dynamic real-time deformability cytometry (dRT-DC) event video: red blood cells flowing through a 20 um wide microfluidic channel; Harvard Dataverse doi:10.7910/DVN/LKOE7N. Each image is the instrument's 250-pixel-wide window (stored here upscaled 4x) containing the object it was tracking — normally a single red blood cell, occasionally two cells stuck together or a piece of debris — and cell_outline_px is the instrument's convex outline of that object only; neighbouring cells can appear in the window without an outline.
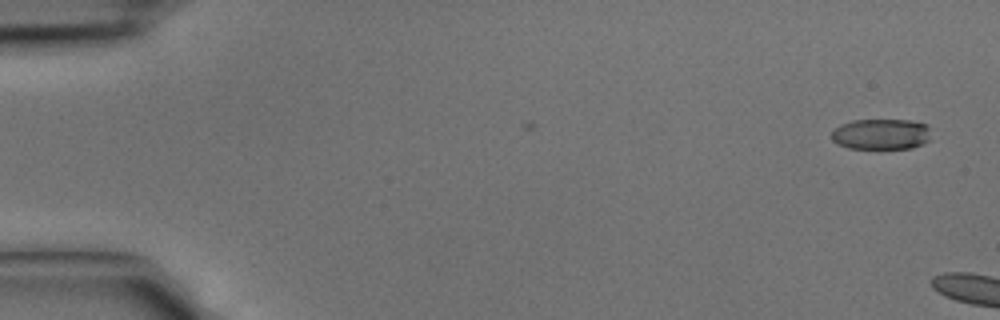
{"species": "common noctule bat (a hibernating species)", "species_latin": "Nyctalus noctula", "temperature_condition": "cold", "stored_images_in_passage": 3, "camera_frame_rate_fps": 3000, "um_per_image_px": 0.085, "animal": {"sex": "male", "body_mass_g": 15.6}, "frame": {"image": 1, "passage_image": 1, "time_ms": 0.0, "image_size_px": [1000, 320], "cell_outline_px": [[932, 140], [912, 148], [848, 148], [832, 140], [832, 128], [840, 124], [852, 120], [908, 120], [928, 124]], "centroid_in_image_um": [74.92, 11.39], "position_along_channel_um": 10.1, "area_um2": 18.03}}